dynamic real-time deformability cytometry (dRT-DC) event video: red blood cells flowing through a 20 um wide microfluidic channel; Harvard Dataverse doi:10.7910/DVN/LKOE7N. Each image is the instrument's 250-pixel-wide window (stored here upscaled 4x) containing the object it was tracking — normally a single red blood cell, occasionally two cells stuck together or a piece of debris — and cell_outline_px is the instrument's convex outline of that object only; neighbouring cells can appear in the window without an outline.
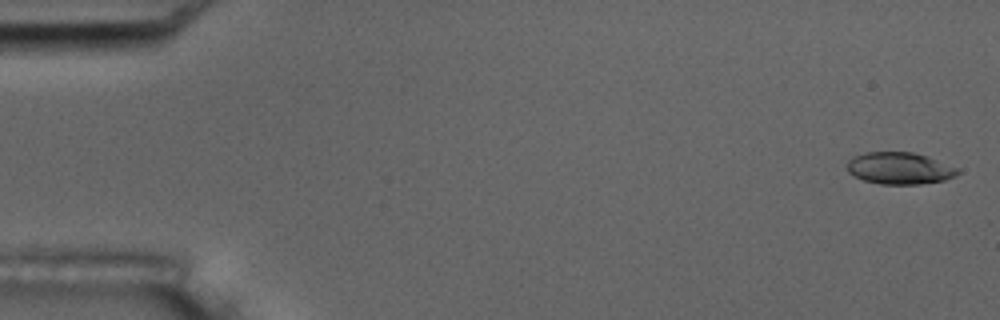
{"species": "common noctule bat (a hibernating species)", "species_latin": "Nyctalus noctula", "temperature_condition": "room temperature", "stored_images_in_passage": 55, "camera_frame_rate_fps": 3000, "um_per_image_px": 0.085, "animal": {"sex": "male", "body_mass_g": 17.5, "forearm_length_mm": 52.3}, "frame": {"image": 1, "passage_image": 2, "time_ms": 0.333, "image_size_px": [1000, 320], "cell_outline_px": [[960, 172], [956, 176], [944, 180], [920, 184], [880, 184], [864, 180], [848, 172], [848, 160], [852, 156], [864, 152], [912, 152], [928, 156], [956, 168]], "centroid_in_image_um": [76.45, 14.3], "position_along_channel_um": 8.6, "area_um2": 20.46}}
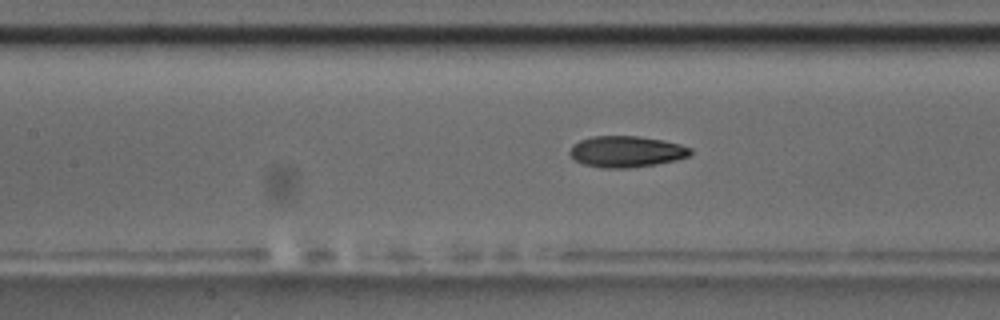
{"frame": {"image": 2, "passage_image": 25, "time_ms": 8.0, "image_size_px": [1000, 320], "cell_outline_px": [[692, 152], [688, 156], [676, 160], [656, 164], [628, 168], [604, 168], [584, 164], [576, 160], [568, 152], [572, 144], [580, 140], [592, 136], [640, 136], [664, 140], [680, 144], [692, 148]], "centroid_in_image_um": [53.24, 12.87], "position_along_channel_um": 154.2, "area_um2": 22.02}}
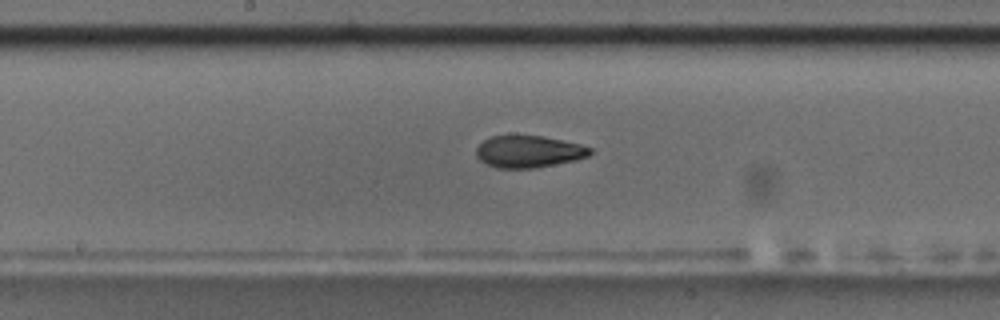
{"frame": {"image": 3, "passage_image": 29, "time_ms": 9.333, "image_size_px": [1000, 320], "cell_outline_px": [[592, 152], [588, 156], [576, 160], [536, 168], [496, 168], [480, 160], [476, 156], [476, 148], [484, 140], [492, 136], [544, 136], [580, 144], [592, 148]], "centroid_in_image_um": [44.95, 12.89], "position_along_channel_um": 203.2, "area_um2": 21.15}, "authors_computed_cell_mechanics": {"area_um2": 21.5016, "velocity_mm_per_s": 3.7126, "shape_relaxation_time_tau1_ms": 6.142, "shape_relaxation_time_tau2_ms": 1.8065, "deformation_change_tau1": 0.1987, "deformation_change_tau2": 0.0794}}